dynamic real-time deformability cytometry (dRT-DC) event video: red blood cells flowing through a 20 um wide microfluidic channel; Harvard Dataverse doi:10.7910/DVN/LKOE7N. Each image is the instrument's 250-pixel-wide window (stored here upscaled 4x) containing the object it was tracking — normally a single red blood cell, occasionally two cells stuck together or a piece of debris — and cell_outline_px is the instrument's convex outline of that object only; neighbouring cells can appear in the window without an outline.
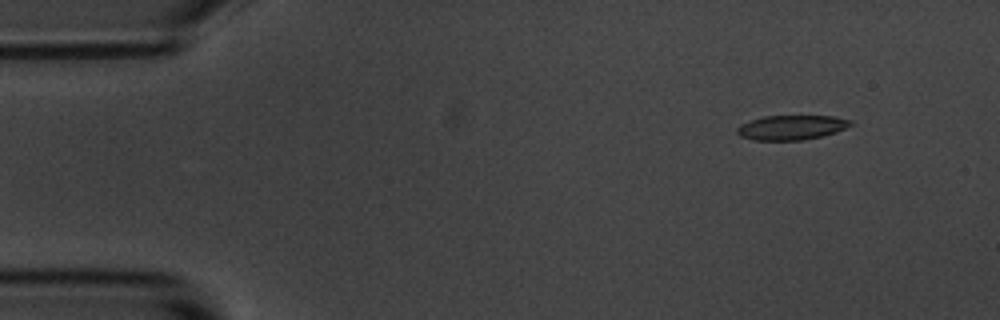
{"species": "common noctule bat (a hibernating species)", "species_latin": "Nyctalus noctula", "temperature_condition": "room temperature", "stored_images_in_passage": 50, "camera_frame_rate_fps": 3000, "um_per_image_px": 0.085, "animal": {"sex": "male", "body_mass_g": 20.1, "forearm_length_mm": 53.5}, "frame": {"image": 1, "passage_image": 1, "time_ms": 0.0, "image_size_px": [1000, 320], "cell_outline_px": [[852, 124], [836, 132], [804, 140], [752, 140], [740, 136], [736, 132], [736, 128], [740, 124], [764, 116], [832, 116], [852, 120]], "centroid_in_image_um": [67.24, 10.84], "position_along_channel_um": 17.8, "area_um2": 16.18}}
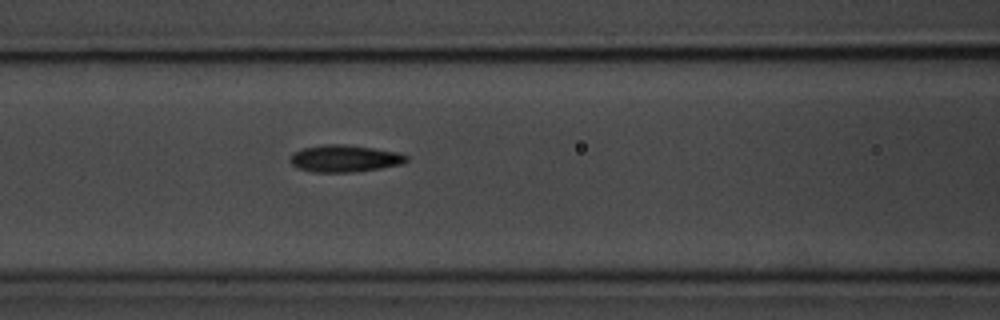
{"frame": {"image": 2, "passage_image": 18, "time_ms": 5.667, "image_size_px": [1000, 320], "cell_outline_px": [[408, 160], [400, 164], [380, 168], [352, 172], [316, 172], [300, 168], [292, 164], [292, 152], [304, 148], [324, 144], [344, 144], [400, 152], [408, 156]], "centroid_in_image_um": [29.33, 13.46], "position_along_channel_um": 137.3, "area_um2": 18.03}}
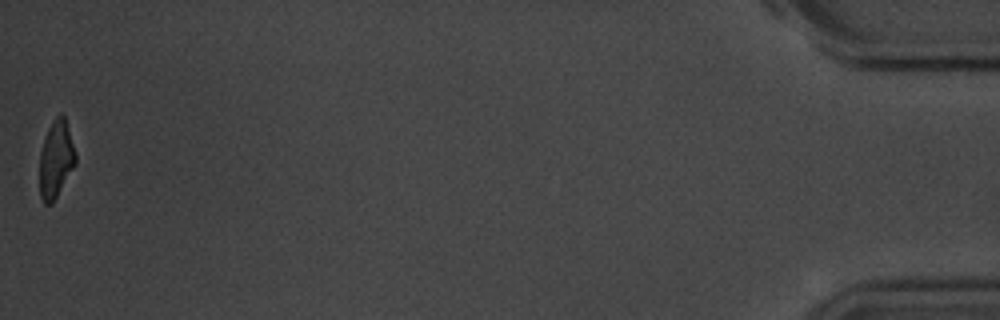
{"frame": {"image": 3, "passage_image": 50, "time_ms": 16.333, "image_size_px": [1000, 320], "cell_outline_px": [[76, 164], [52, 204], [44, 204], [40, 196], [40, 152], [48, 128], [52, 120], [60, 112], [64, 116], [76, 156]], "centroid_in_image_um": [4.75, 13.55], "position_along_channel_um": 430.5, "area_um2": 16.01}, "authors_computed_cell_mechanics": {"area_um2": 17.629, "velocity_mm_per_s": 3.6709, "shape_relaxation_time_tau1_ms": 3.1147, "shape_relaxation_time_tau2_ms": 2.4892, "deformation_change_tau1": 0.1282, "deformation_change_tau2": 0.1029}}